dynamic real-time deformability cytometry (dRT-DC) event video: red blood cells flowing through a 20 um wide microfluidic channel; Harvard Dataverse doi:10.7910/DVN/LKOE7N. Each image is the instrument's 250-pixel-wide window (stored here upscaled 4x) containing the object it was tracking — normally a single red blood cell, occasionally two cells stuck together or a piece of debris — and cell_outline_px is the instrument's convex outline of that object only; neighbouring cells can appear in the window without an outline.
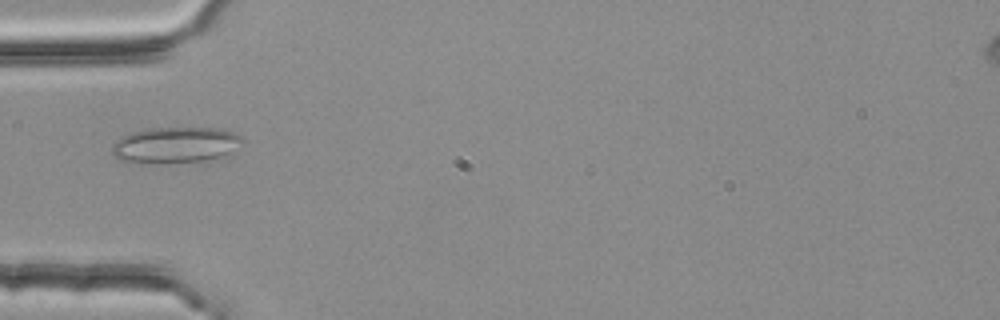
{"species": "common noctule bat (a hibernating species)", "species_latin": "Nyctalus noctula", "temperature_condition": "room temperature", "stored_images_in_passage": 4, "camera_frame_rate_fps": 3000, "um_per_image_px": 0.085, "animal": {"sex": "female", "body_mass_g": 25.1}, "frame": {"image": 1, "passage_image": 4, "time_ms": 1.0, "image_size_px": [1000, 320], "cell_outline_px": [[244, 140], [224, 156], [204, 160], [136, 164], [120, 160], [112, 156], [112, 144], [124, 136], [132, 132], [144, 128], [220, 128], [232, 132], [240, 136]], "centroid_in_image_um": [14.83, 12.32], "position_along_channel_um": 70.2, "area_um2": 27.22}}